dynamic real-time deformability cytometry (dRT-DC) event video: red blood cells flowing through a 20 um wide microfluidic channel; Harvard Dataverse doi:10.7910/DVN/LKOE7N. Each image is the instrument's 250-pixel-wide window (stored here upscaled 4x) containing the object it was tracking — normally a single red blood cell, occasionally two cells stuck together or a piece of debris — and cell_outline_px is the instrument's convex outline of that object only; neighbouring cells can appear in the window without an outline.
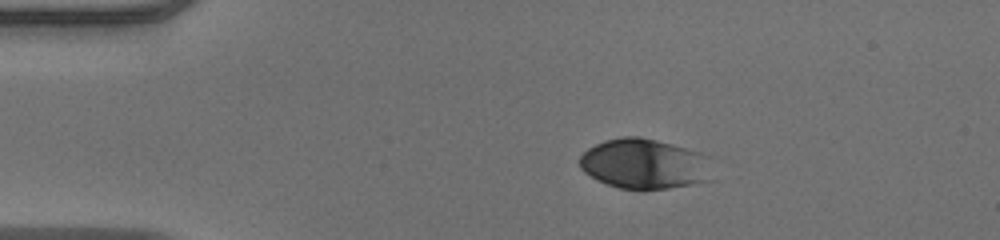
{"species": "human", "species_latin": "Homo sapiens", "temperature_condition": "warm", "stored_images_in_passage": 43, "camera_frame_rate_fps": 3000, "um_per_image_px": 0.085, "donor": {"sex": "male"}, "frame": {"image": 1, "passage_image": 1, "time_ms": 0.0, "image_size_px": [1000, 240], "cell_outline_px": [[712, 180], [692, 184], [668, 188], [640, 192], [620, 188], [596, 180], [584, 172], [580, 168], [580, 156], [588, 148], [604, 140], [620, 136], [640, 136], [656, 140], [700, 152], [712, 156]], "centroid_in_image_um": [54.82, 13.95], "position_along_channel_um": 30.2, "area_um2": 39.77}}
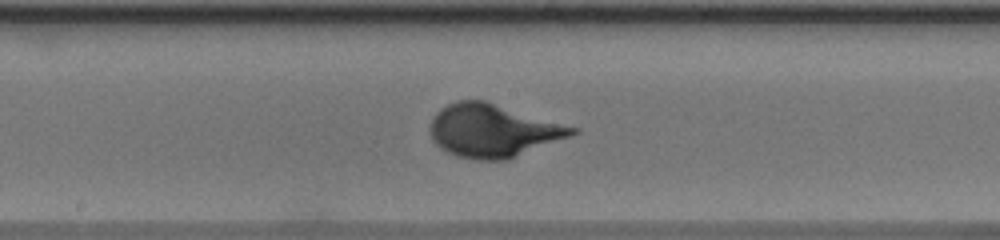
{"frame": {"image": 2, "passage_image": 19, "time_ms": 6.0, "image_size_px": [1000, 240], "cell_outline_px": [[580, 132], [508, 160], [480, 160], [456, 156], [440, 148], [432, 140], [428, 128], [436, 112], [440, 108], [456, 100], [484, 100], [580, 128]], "centroid_in_image_um": [41.89, 11.1], "position_along_channel_um": 206.3, "area_um2": 44.04}}
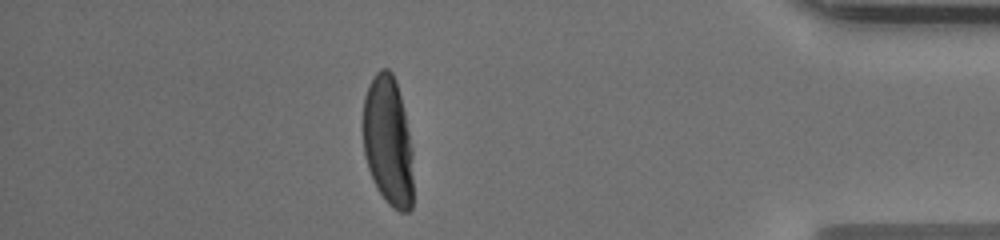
{"frame": {"image": 3, "passage_image": 37, "time_ms": 12.0, "image_size_px": [1000, 240], "cell_outline_px": [[412, 208], [408, 212], [400, 212], [392, 208], [388, 204], [376, 188], [368, 168], [364, 152], [364, 96], [368, 84], [372, 76], [380, 68], [388, 68], [392, 72], [396, 80], [404, 112], [412, 148]], "centroid_in_image_um": [32.98, 12.0], "position_along_channel_um": 402.2, "area_um2": 38.03}}